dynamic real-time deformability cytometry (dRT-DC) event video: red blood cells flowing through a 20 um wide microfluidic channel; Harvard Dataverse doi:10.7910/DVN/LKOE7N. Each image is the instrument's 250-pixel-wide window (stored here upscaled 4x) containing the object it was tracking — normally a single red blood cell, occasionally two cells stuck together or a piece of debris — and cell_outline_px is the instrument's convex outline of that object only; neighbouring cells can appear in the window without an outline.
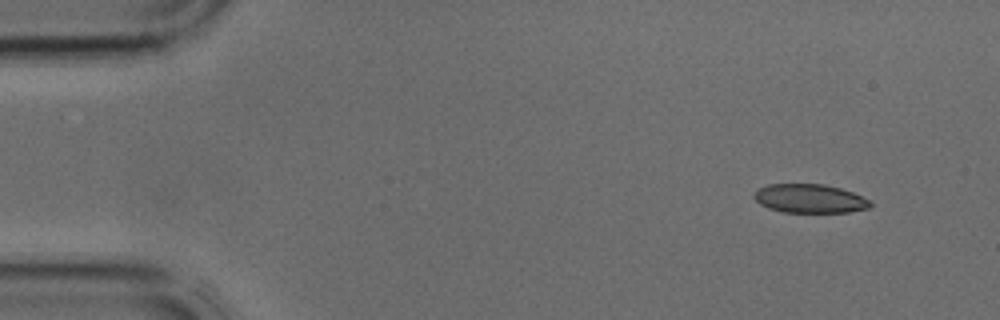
{"species": "common noctule bat (a hibernating species)", "species_latin": "Nyctalus noctula", "temperature_condition": "cold", "stored_images_in_passage": 2, "camera_frame_rate_fps": 3000, "um_per_image_px": 0.085, "animal": {"sex": "male", "body_mass_g": 17.9, "forearm_length_mm": 54.2}, "frame": {"image": 1, "passage_image": 2, "time_ms": 0.333, "image_size_px": [1000, 320], "cell_outline_px": [[872, 204], [868, 208], [848, 212], [784, 212], [768, 208], [760, 204], [752, 196], [760, 188], [768, 184], [824, 184], [840, 188], [852, 192], [872, 200]], "centroid_in_image_um": [68.85, 16.88], "position_along_channel_um": 16.2, "area_um2": 19.48}}